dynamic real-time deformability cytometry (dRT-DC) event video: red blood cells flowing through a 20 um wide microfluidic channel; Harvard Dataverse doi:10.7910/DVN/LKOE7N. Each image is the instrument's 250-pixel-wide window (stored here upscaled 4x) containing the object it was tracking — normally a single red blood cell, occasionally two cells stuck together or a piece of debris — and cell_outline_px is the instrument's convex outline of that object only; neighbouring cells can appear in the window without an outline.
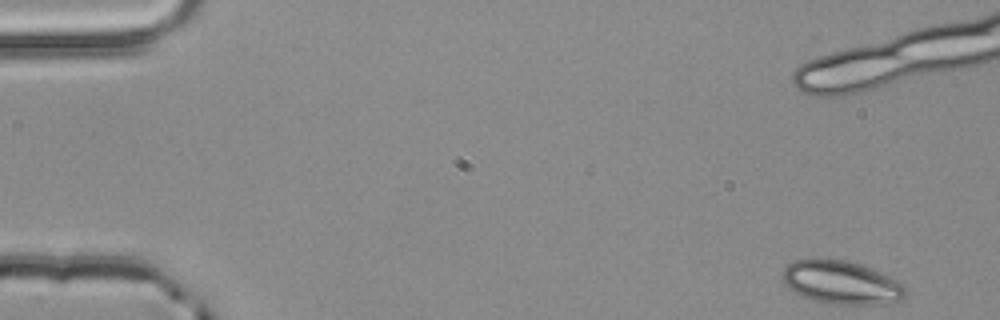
{"species": "common noctule bat (a hibernating species)", "species_latin": "Nyctalus noctula", "temperature_condition": "room temperature", "stored_images_in_passage": 4, "camera_frame_rate_fps": 3000, "um_per_image_px": 0.085, "animal": {"sex": "male", "body_mass_g": 20.4}, "frame": {"image": 1, "passage_image": 1, "time_ms": 0.0, "image_size_px": [1000, 320], "cell_outline_px": [[908, 292], [900, 300], [880, 304], [832, 304], [812, 300], [800, 296], [788, 288], [784, 284], [780, 276], [780, 272], [788, 264], [796, 260], [808, 256], [820, 256], [844, 260], [860, 264], [900, 280], [908, 288]], "centroid_in_image_um": [71.46, 23.97], "position_along_channel_um": 13.5, "area_um2": 32.08}}